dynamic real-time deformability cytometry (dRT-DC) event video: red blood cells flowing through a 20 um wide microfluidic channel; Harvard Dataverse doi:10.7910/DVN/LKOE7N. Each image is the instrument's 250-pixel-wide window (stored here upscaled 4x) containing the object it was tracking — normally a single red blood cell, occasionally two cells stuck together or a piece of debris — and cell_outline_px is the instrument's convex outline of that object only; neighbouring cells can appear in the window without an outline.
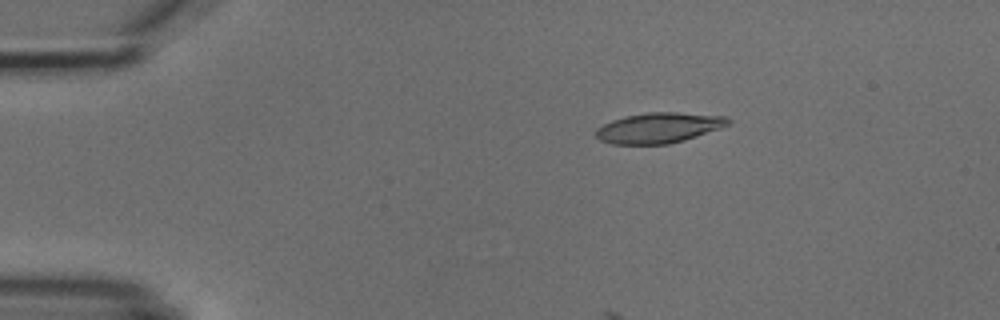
{"species": "common noctule bat (a hibernating species)", "species_latin": "Nyctalus noctula", "temperature_condition": "cold", "stored_images_in_passage": 5, "camera_frame_rate_fps": 3000, "um_per_image_px": 0.085, "animal": {"sex": "male", "body_mass_g": 18.8}, "frame": {"image": 1, "passage_image": 3, "time_ms": 2.333, "image_size_px": [1000, 320], "cell_outline_px": [[732, 120], [728, 124], [720, 128], [684, 140], [668, 144], [612, 144], [600, 140], [596, 136], [596, 128], [612, 120], [624, 116], [648, 112], [676, 112], [728, 116]], "centroid_in_image_um": [56.0, 10.85], "position_along_channel_um": 29.0, "area_um2": 23.41}}